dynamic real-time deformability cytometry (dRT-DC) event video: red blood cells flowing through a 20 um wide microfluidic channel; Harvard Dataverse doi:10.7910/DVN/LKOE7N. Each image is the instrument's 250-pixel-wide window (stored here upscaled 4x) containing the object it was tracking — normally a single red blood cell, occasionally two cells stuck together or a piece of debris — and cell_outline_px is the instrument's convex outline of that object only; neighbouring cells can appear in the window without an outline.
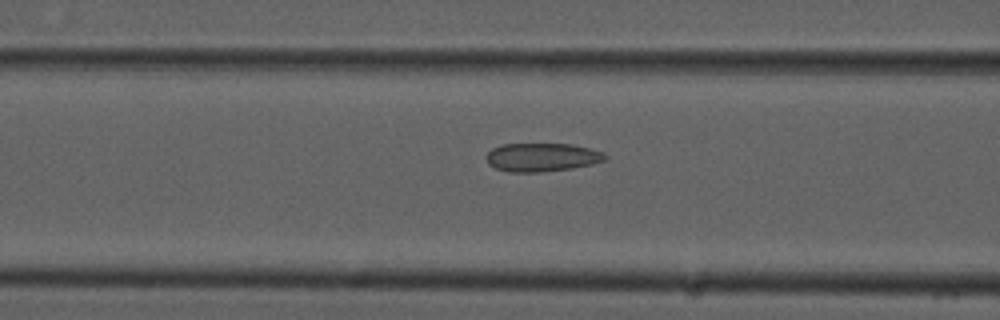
{"species": "common noctule bat (a hibernating species)", "species_latin": "Nyctalus noctula", "temperature_condition": "cold", "stored_images_in_passage": 36, "camera_frame_rate_fps": 3000, "um_per_image_px": 0.085, "animal": {"sex": "male", "forearm_length_mm": 52.5}, "frame": {"image": 1, "passage_image": 14, "time_ms": 4.333, "image_size_px": [1000, 320], "cell_outline_px": [[608, 160], [592, 164], [572, 168], [540, 172], [508, 172], [496, 168], [488, 164], [488, 152], [492, 148], [504, 144], [572, 144], [604, 152], [608, 156]], "centroid_in_image_um": [46.11, 13.37], "position_along_channel_um": 120.5, "area_um2": 19.71}}
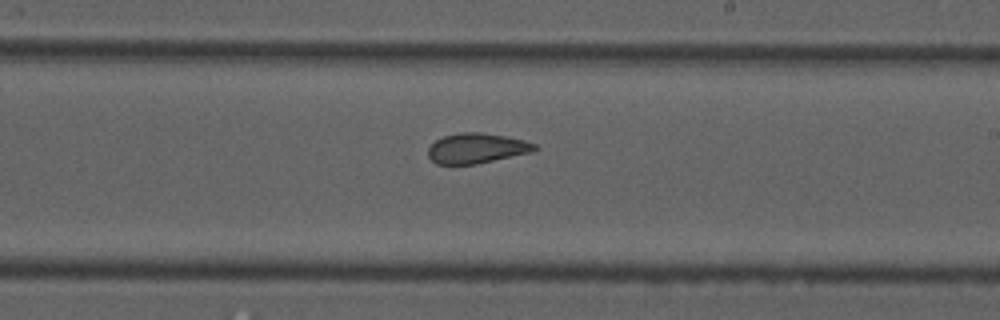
{"frame": {"image": 2, "passage_image": 24, "time_ms": 7.667, "image_size_px": [1000, 320], "cell_outline_px": [[540, 148], [532, 152], [476, 164], [436, 164], [428, 156], [428, 148], [436, 140], [444, 136], [460, 132], [480, 132], [504, 136], [524, 140], [536, 144]], "centroid_in_image_um": [40.53, 12.6], "position_along_channel_um": 248.5, "area_um2": 18.67}}
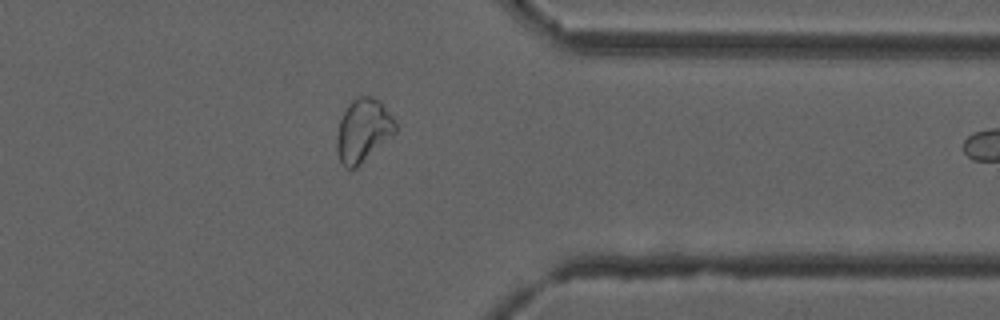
{"frame": {"image": 3, "passage_image": 35, "time_ms": 11.333, "image_size_px": [1000, 320], "cell_outline_px": [[396, 132], [392, 136], [356, 168], [344, 168], [340, 160], [336, 148], [336, 136], [340, 120], [348, 104], [356, 96], [372, 96], [380, 100], [396, 120]], "centroid_in_image_um": [30.87, 11.07], "position_along_channel_um": 380.5, "area_um2": 21.73}}